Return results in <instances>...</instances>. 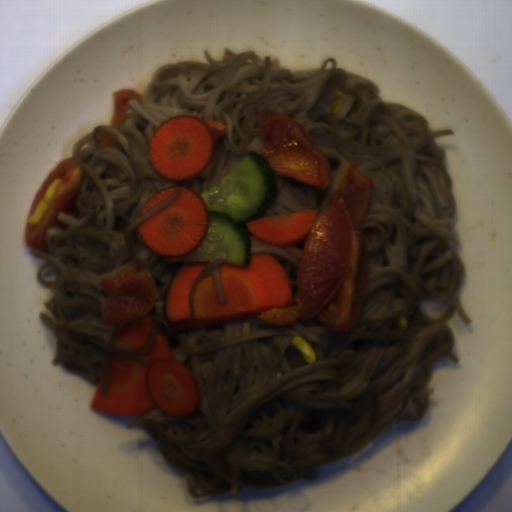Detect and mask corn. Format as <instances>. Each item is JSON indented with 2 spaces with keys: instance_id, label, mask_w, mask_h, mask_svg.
Instances as JSON below:
<instances>
[{
  "instance_id": "corn-1",
  "label": "corn",
  "mask_w": 512,
  "mask_h": 512,
  "mask_svg": "<svg viewBox=\"0 0 512 512\" xmlns=\"http://www.w3.org/2000/svg\"><path fill=\"white\" fill-rule=\"evenodd\" d=\"M61 182H62L61 178H57L50 184V186L46 190L44 197L38 203L37 207L33 211L30 218L28 219V223L37 224L40 221L42 215L47 210L54 194L57 192Z\"/></svg>"
},
{
  "instance_id": "corn-2",
  "label": "corn",
  "mask_w": 512,
  "mask_h": 512,
  "mask_svg": "<svg viewBox=\"0 0 512 512\" xmlns=\"http://www.w3.org/2000/svg\"><path fill=\"white\" fill-rule=\"evenodd\" d=\"M292 343L293 346L303 356L305 361H307L309 364H315L317 359L316 352L305 338L297 335L293 338Z\"/></svg>"
},
{
  "instance_id": "corn-3",
  "label": "corn",
  "mask_w": 512,
  "mask_h": 512,
  "mask_svg": "<svg viewBox=\"0 0 512 512\" xmlns=\"http://www.w3.org/2000/svg\"><path fill=\"white\" fill-rule=\"evenodd\" d=\"M345 100V93L342 90L337 92V101L330 113H336L345 104Z\"/></svg>"
},
{
  "instance_id": "corn-4",
  "label": "corn",
  "mask_w": 512,
  "mask_h": 512,
  "mask_svg": "<svg viewBox=\"0 0 512 512\" xmlns=\"http://www.w3.org/2000/svg\"><path fill=\"white\" fill-rule=\"evenodd\" d=\"M398 322H399V329H401L403 331L407 330L408 318L399 315Z\"/></svg>"
}]
</instances>
